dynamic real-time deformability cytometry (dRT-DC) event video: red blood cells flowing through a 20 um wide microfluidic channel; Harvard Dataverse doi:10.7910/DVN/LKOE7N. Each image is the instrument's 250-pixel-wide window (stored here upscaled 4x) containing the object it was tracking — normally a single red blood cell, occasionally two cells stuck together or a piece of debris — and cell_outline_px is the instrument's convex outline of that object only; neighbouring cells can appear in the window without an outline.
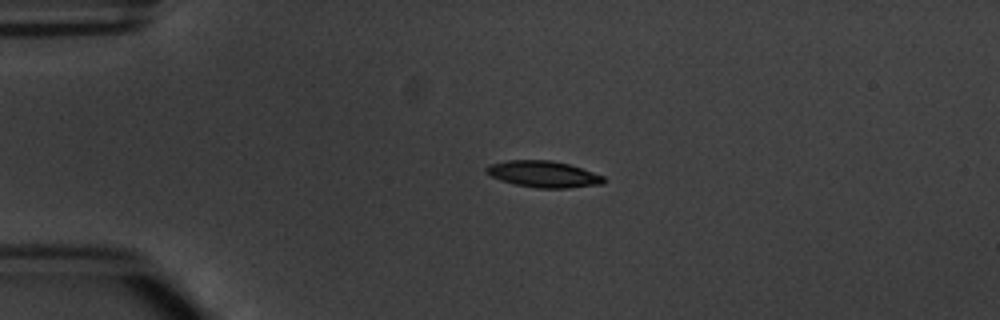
{"species": "common noctule bat (a hibernating species)", "species_latin": "Nyctalus noctula", "temperature_condition": "warm", "stored_images_in_passage": 3, "camera_frame_rate_fps": 3000, "um_per_image_px": 0.085, "animal": {"sex": "male", "body_mass_g": 20.1, "forearm_length_mm": 53.5}, "frame": {"image": 1, "passage_image": 3, "time_ms": 2.333, "image_size_px": [1000, 320], "cell_outline_px": [[604, 184], [568, 188], [536, 188], [516, 184], [500, 180], [484, 172], [484, 168], [488, 164], [508, 160], [552, 160], [568, 164], [604, 176]], "centroid_in_image_um": [46.15, 14.8], "position_along_channel_um": 38.8, "area_um2": 18.09}}